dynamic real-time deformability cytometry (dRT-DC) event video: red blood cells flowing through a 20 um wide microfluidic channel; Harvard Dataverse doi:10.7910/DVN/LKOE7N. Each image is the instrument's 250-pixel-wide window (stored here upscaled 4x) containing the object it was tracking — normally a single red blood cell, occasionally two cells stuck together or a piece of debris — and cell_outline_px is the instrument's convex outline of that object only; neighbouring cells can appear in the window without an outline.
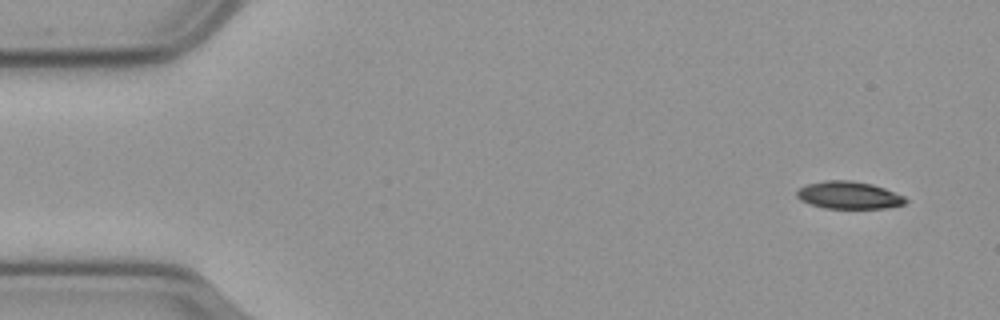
{"species": "common noctule bat (a hibernating species)", "species_latin": "Nyctalus noctula", "temperature_condition": "cold", "stored_images_in_passage": 50, "camera_frame_rate_fps": 3000, "um_per_image_px": 0.085, "animal": {"sex": "male", "body_mass_g": 23.1, "forearm_length_mm": 52.7}, "frame": {"image": 1, "passage_image": 1, "time_ms": 0.0, "image_size_px": [1000, 320], "cell_outline_px": [[908, 200], [904, 204], [884, 208], [824, 208], [808, 204], [800, 200], [796, 196], [796, 188], [804, 184], [824, 180], [852, 180], [872, 184], [884, 188], [904, 196]], "centroid_in_image_um": [72.07, 16.58], "position_along_channel_um": 12.9, "area_um2": 17.63}}
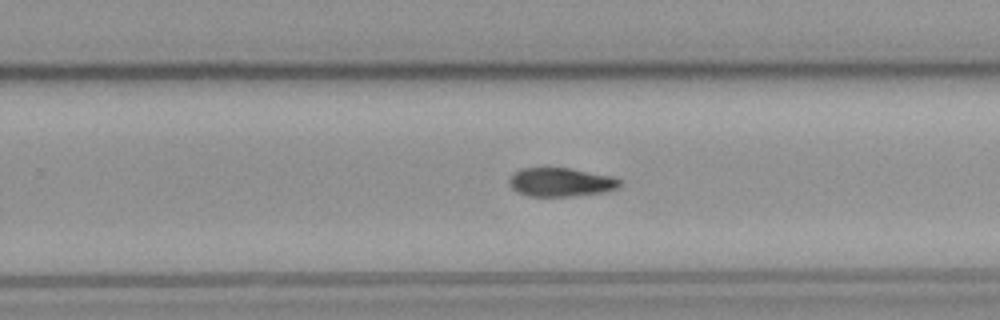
{"frame": {"image": 2, "passage_image": 33, "time_ms": 10.667, "image_size_px": [1000, 320], "cell_outline_px": [[620, 184], [616, 188], [600, 192], [572, 196], [528, 196], [516, 192], [508, 184], [508, 180], [512, 172], [520, 168], [572, 168], [616, 176], [620, 180]], "centroid_in_image_um": [47.62, 15.46], "position_along_channel_um": 282.2, "area_um2": 18.73}}
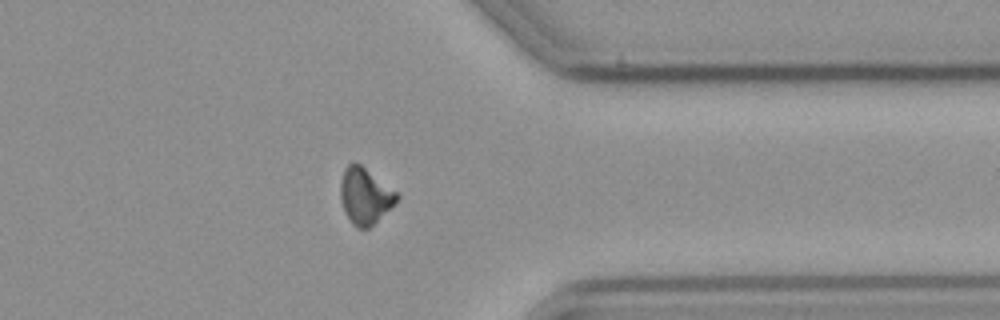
{"frame": {"image": 3, "passage_image": 42, "time_ms": 13.667, "image_size_px": [1000, 320], "cell_outline_px": [[400, 196], [368, 228], [356, 228], [352, 224], [344, 212], [340, 200], [340, 180], [344, 168], [348, 164], [360, 164], [400, 192]], "centroid_in_image_um": [31.0, 16.62], "position_along_channel_um": 380.4, "area_um2": 18.38}}